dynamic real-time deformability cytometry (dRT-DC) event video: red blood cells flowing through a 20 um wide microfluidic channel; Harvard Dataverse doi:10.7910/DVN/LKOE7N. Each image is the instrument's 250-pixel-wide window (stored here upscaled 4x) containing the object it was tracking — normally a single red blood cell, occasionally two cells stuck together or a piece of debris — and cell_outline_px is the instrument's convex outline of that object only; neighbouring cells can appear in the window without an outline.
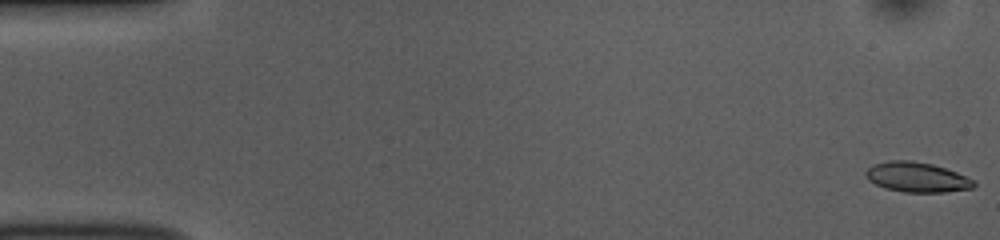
{"species": "common noctule bat (a hibernating species)", "species_latin": "Nyctalus noctula", "temperature_condition": "room temperature", "stored_images_in_passage": 52, "camera_frame_rate_fps": 3000, "um_per_image_px": 0.085, "animal": {"sex": "female", "body_mass_g": 10.0, "forearm_length_mm": 53.1}, "frame": {"image": 1, "passage_image": 1, "time_ms": 0.0, "image_size_px": [1000, 240], "cell_outline_px": [[976, 184], [972, 188], [944, 192], [904, 192], [884, 188], [868, 180], [864, 172], [872, 164], [888, 160], [912, 160], [932, 164], [956, 172], [976, 180]], "centroid_in_image_um": [77.92, 15.05], "position_along_channel_um": 7.1, "area_um2": 18.96}}
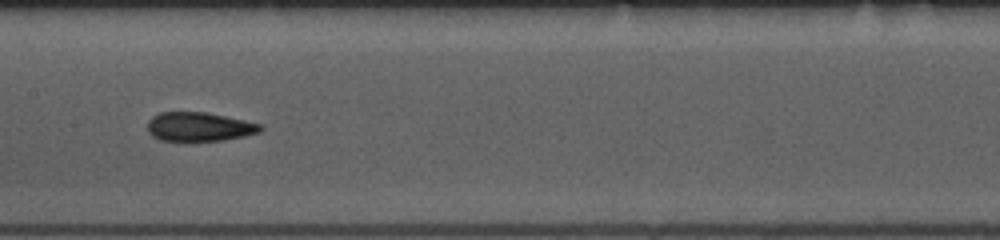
{"frame": {"image": 2, "passage_image": 26, "time_ms": 8.333, "image_size_px": [1000, 240], "cell_outline_px": [[264, 128], [260, 132], [244, 136], [220, 140], [160, 140], [152, 136], [148, 132], [148, 120], [152, 116], [160, 112], [204, 112], [224, 116], [260, 124]], "centroid_in_image_um": [16.9, 10.76], "position_along_channel_um": 190.5, "area_um2": 18.79}}
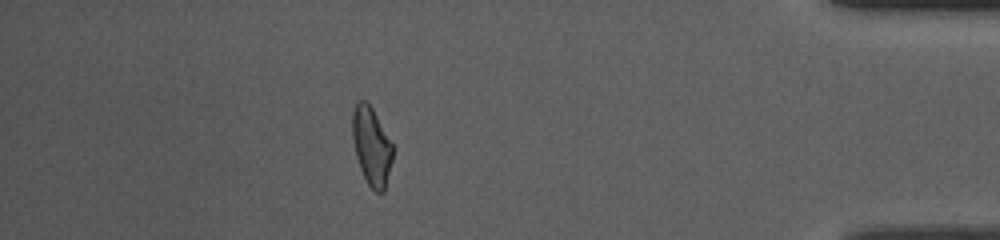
{"frame": {"image": 3, "passage_image": 46, "time_ms": 15.0, "image_size_px": [1000, 240], "cell_outline_px": [[392, 160], [384, 192], [376, 192], [368, 184], [360, 168], [356, 156], [352, 136], [352, 112], [356, 100], [364, 100], [372, 108], [392, 144]], "centroid_in_image_um": [31.56, 12.41], "position_along_channel_um": 403.6, "area_um2": 18.15}, "authors_computed_cell_mechanics": {"area_um2": 19.2474, "velocity_mm_per_s": 3.8698, "shape_relaxation_time_tau1_ms": 8.5514, "shape_relaxation_time_tau2_ms": 1.8044, "deformation_change_tau1": 0.1811, "deformation_change_tau2": 0.0837}}